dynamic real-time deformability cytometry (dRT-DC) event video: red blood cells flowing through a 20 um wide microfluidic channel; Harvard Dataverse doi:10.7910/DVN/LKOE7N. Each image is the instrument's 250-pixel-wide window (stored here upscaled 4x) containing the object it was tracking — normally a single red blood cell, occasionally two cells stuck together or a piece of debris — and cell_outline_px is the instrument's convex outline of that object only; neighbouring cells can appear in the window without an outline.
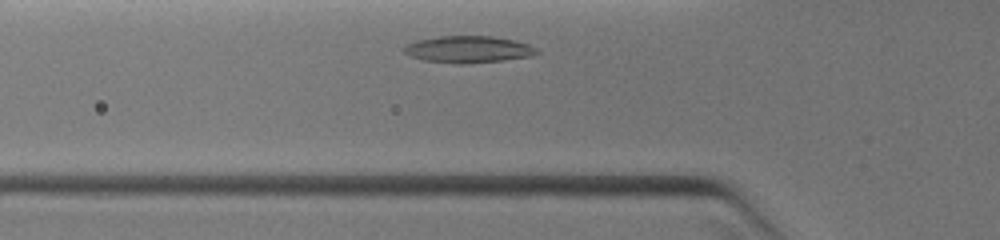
{"species": "common noctule bat (a hibernating species)", "species_latin": "Nyctalus noctula", "temperature_condition": "warm", "stored_images_in_passage": 24, "camera_frame_rate_fps": 3000, "um_per_image_px": 0.085, "animal": {"sex": "female", "body_mass_g": 19.0, "forearm_length_mm": 51.5}, "frame": {"image": 1, "passage_image": 6, "time_ms": 0.667, "image_size_px": [1000, 240], "cell_outline_px": [[540, 52], [532, 56], [504, 60], [468, 64], [452, 64], [424, 60], [412, 56], [404, 52], [400, 48], [404, 44], [416, 40], [440, 36], [492, 36], [512, 40], [528, 44], [536, 48]], "centroid_in_image_um": [39.76, 4.2], "position_along_channel_um": 86.0, "area_um2": 20.98}}
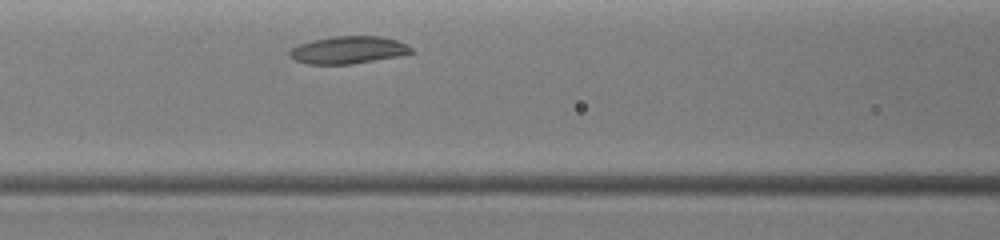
{"frame": {"image": 2, "passage_image": 15, "time_ms": 1.667, "image_size_px": [1000, 240], "cell_outline_px": [[412, 52], [400, 56], [352, 64], [308, 64], [296, 60], [288, 52], [296, 44], [312, 40], [332, 36], [380, 36], [396, 40], [408, 44], [412, 48]], "centroid_in_image_um": [29.61, 4.24], "position_along_channel_um": 137.0, "area_um2": 19.48}}
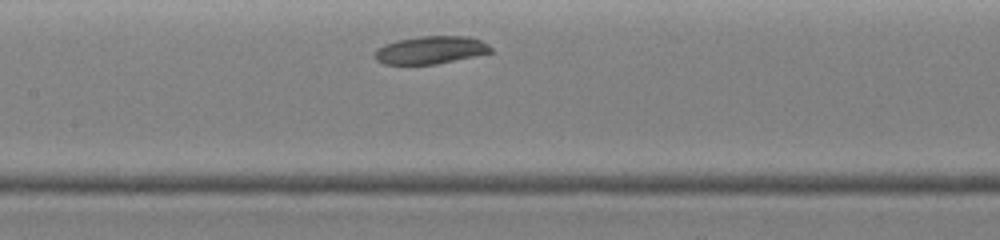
{"frame": {"image": 3, "passage_image": 20, "time_ms": 2.333, "image_size_px": [1000, 240], "cell_outline_px": [[492, 52], [436, 64], [384, 64], [376, 60], [372, 56], [376, 48], [384, 44], [396, 40], [420, 36], [468, 36], [480, 40], [488, 44], [492, 48]], "centroid_in_image_um": [36.55, 4.24], "position_along_channel_um": 170.9, "area_um2": 18.84}}